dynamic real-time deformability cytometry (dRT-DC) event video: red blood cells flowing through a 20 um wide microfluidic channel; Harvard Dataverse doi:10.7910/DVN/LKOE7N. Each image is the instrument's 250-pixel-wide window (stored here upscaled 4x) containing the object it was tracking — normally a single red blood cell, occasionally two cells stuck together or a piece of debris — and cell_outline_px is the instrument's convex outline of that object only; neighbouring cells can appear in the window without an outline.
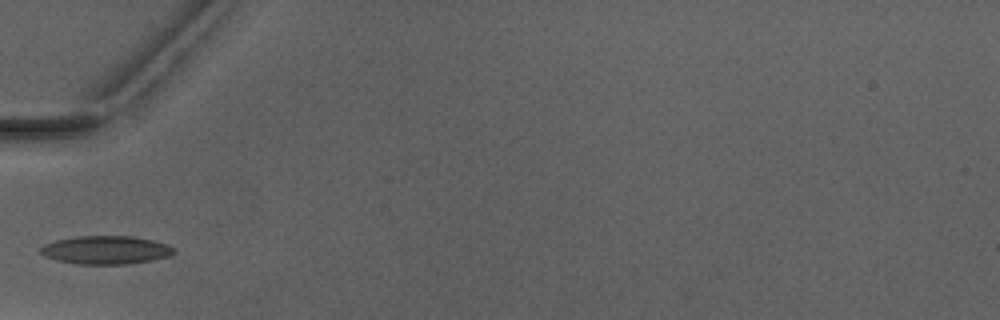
{"species": "Egyptian fruit bat (a non-hibernating species)", "species_latin": "Rousettus aegyptiacus", "temperature_condition": "warm", "stored_images_in_passage": 2, "camera_frame_rate_fps": 3000, "um_per_image_px": 0.085, "animal": {"sex": "male"}, "frame": {"image": 1, "passage_image": 1, "time_ms": 0.0, "image_size_px": [1000, 320], "cell_outline_px": [[176, 252], [168, 256], [152, 260], [128, 264], [76, 264], [56, 260], [44, 256], [40, 252], [40, 248], [44, 244], [56, 240], [76, 236], [132, 236], [152, 240], [168, 244]], "centroid_in_image_um": [8.98, 21.25], "position_along_channel_um": 76.0, "area_um2": 22.02}}
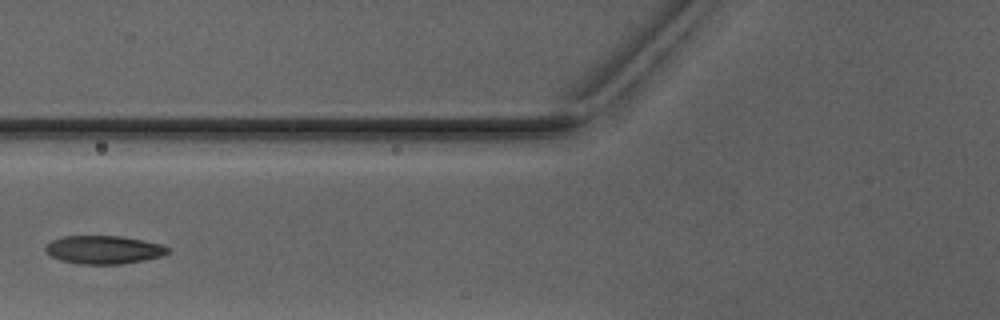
{"frame": {"image": 2, "passage_image": 2, "time_ms": 1.0, "image_size_px": [1000, 320], "cell_outline_px": [[168, 252], [164, 256], [144, 260], [120, 264], [76, 264], [60, 260], [52, 256], [44, 248], [52, 240], [64, 236], [120, 236], [164, 244], [168, 248]], "centroid_in_image_um": [8.84, 21.23], "position_along_channel_um": 117.0, "area_um2": 20.11}}